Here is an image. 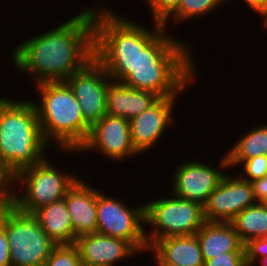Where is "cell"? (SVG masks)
<instances>
[{
	"label": "cell",
	"mask_w": 267,
	"mask_h": 266,
	"mask_svg": "<svg viewBox=\"0 0 267 266\" xmlns=\"http://www.w3.org/2000/svg\"><path fill=\"white\" fill-rule=\"evenodd\" d=\"M177 98L178 96L161 97L149 109L129 120L132 143L141 155L155 147L167 127L173 126L175 121L172 111Z\"/></svg>",
	"instance_id": "14"
},
{
	"label": "cell",
	"mask_w": 267,
	"mask_h": 266,
	"mask_svg": "<svg viewBox=\"0 0 267 266\" xmlns=\"http://www.w3.org/2000/svg\"><path fill=\"white\" fill-rule=\"evenodd\" d=\"M79 250L75 244L56 245L44 266H81Z\"/></svg>",
	"instance_id": "24"
},
{
	"label": "cell",
	"mask_w": 267,
	"mask_h": 266,
	"mask_svg": "<svg viewBox=\"0 0 267 266\" xmlns=\"http://www.w3.org/2000/svg\"><path fill=\"white\" fill-rule=\"evenodd\" d=\"M260 203H261V204L265 207V209L267 210V198H265L264 200H262Z\"/></svg>",
	"instance_id": "37"
},
{
	"label": "cell",
	"mask_w": 267,
	"mask_h": 266,
	"mask_svg": "<svg viewBox=\"0 0 267 266\" xmlns=\"http://www.w3.org/2000/svg\"><path fill=\"white\" fill-rule=\"evenodd\" d=\"M10 248L11 266H44L56 244L42 230L32 214H25L12 204L0 212Z\"/></svg>",
	"instance_id": "7"
},
{
	"label": "cell",
	"mask_w": 267,
	"mask_h": 266,
	"mask_svg": "<svg viewBox=\"0 0 267 266\" xmlns=\"http://www.w3.org/2000/svg\"><path fill=\"white\" fill-rule=\"evenodd\" d=\"M155 263L177 266H203L204 258L196 236H175L156 240L148 249Z\"/></svg>",
	"instance_id": "18"
},
{
	"label": "cell",
	"mask_w": 267,
	"mask_h": 266,
	"mask_svg": "<svg viewBox=\"0 0 267 266\" xmlns=\"http://www.w3.org/2000/svg\"><path fill=\"white\" fill-rule=\"evenodd\" d=\"M244 247L247 266H256L261 258L267 256V236L252 239Z\"/></svg>",
	"instance_id": "27"
},
{
	"label": "cell",
	"mask_w": 267,
	"mask_h": 266,
	"mask_svg": "<svg viewBox=\"0 0 267 266\" xmlns=\"http://www.w3.org/2000/svg\"><path fill=\"white\" fill-rule=\"evenodd\" d=\"M48 145L32 100L9 98L0 107V166L11 177L45 159Z\"/></svg>",
	"instance_id": "4"
},
{
	"label": "cell",
	"mask_w": 267,
	"mask_h": 266,
	"mask_svg": "<svg viewBox=\"0 0 267 266\" xmlns=\"http://www.w3.org/2000/svg\"><path fill=\"white\" fill-rule=\"evenodd\" d=\"M76 239L96 233L97 188L80 179L68 189L64 197Z\"/></svg>",
	"instance_id": "16"
},
{
	"label": "cell",
	"mask_w": 267,
	"mask_h": 266,
	"mask_svg": "<svg viewBox=\"0 0 267 266\" xmlns=\"http://www.w3.org/2000/svg\"><path fill=\"white\" fill-rule=\"evenodd\" d=\"M51 163L49 157H46L38 164L23 168L12 177L11 204L16 209L25 214H33L43 206L64 199L79 176L71 174L72 172H62ZM16 183L21 185L17 187ZM15 186L23 194L20 191L17 193Z\"/></svg>",
	"instance_id": "6"
},
{
	"label": "cell",
	"mask_w": 267,
	"mask_h": 266,
	"mask_svg": "<svg viewBox=\"0 0 267 266\" xmlns=\"http://www.w3.org/2000/svg\"><path fill=\"white\" fill-rule=\"evenodd\" d=\"M256 203L252 182L229 175L225 170L203 206V217L205 222L230 223L237 214Z\"/></svg>",
	"instance_id": "13"
},
{
	"label": "cell",
	"mask_w": 267,
	"mask_h": 266,
	"mask_svg": "<svg viewBox=\"0 0 267 266\" xmlns=\"http://www.w3.org/2000/svg\"><path fill=\"white\" fill-rule=\"evenodd\" d=\"M155 264H157V266H177L170 263H155Z\"/></svg>",
	"instance_id": "36"
},
{
	"label": "cell",
	"mask_w": 267,
	"mask_h": 266,
	"mask_svg": "<svg viewBox=\"0 0 267 266\" xmlns=\"http://www.w3.org/2000/svg\"><path fill=\"white\" fill-rule=\"evenodd\" d=\"M10 248L5 229L0 225V266L10 265Z\"/></svg>",
	"instance_id": "30"
},
{
	"label": "cell",
	"mask_w": 267,
	"mask_h": 266,
	"mask_svg": "<svg viewBox=\"0 0 267 266\" xmlns=\"http://www.w3.org/2000/svg\"><path fill=\"white\" fill-rule=\"evenodd\" d=\"M2 97V98H1ZM9 98L3 97L0 95V107L8 100Z\"/></svg>",
	"instance_id": "35"
},
{
	"label": "cell",
	"mask_w": 267,
	"mask_h": 266,
	"mask_svg": "<svg viewBox=\"0 0 267 266\" xmlns=\"http://www.w3.org/2000/svg\"><path fill=\"white\" fill-rule=\"evenodd\" d=\"M145 220L153 227L146 232L148 248L162 238L194 235L205 223L203 206L172 194L169 198L146 201Z\"/></svg>",
	"instance_id": "8"
},
{
	"label": "cell",
	"mask_w": 267,
	"mask_h": 266,
	"mask_svg": "<svg viewBox=\"0 0 267 266\" xmlns=\"http://www.w3.org/2000/svg\"><path fill=\"white\" fill-rule=\"evenodd\" d=\"M230 223L244 245L267 236V210L260 202L244 209Z\"/></svg>",
	"instance_id": "22"
},
{
	"label": "cell",
	"mask_w": 267,
	"mask_h": 266,
	"mask_svg": "<svg viewBox=\"0 0 267 266\" xmlns=\"http://www.w3.org/2000/svg\"><path fill=\"white\" fill-rule=\"evenodd\" d=\"M32 215L56 245L75 244V234L64 199L43 206Z\"/></svg>",
	"instance_id": "20"
},
{
	"label": "cell",
	"mask_w": 267,
	"mask_h": 266,
	"mask_svg": "<svg viewBox=\"0 0 267 266\" xmlns=\"http://www.w3.org/2000/svg\"><path fill=\"white\" fill-rule=\"evenodd\" d=\"M225 155L228 169L238 167L243 161L259 155L267 156V124L257 125L247 131Z\"/></svg>",
	"instance_id": "21"
},
{
	"label": "cell",
	"mask_w": 267,
	"mask_h": 266,
	"mask_svg": "<svg viewBox=\"0 0 267 266\" xmlns=\"http://www.w3.org/2000/svg\"><path fill=\"white\" fill-rule=\"evenodd\" d=\"M192 48L164 29L140 50L134 68L120 82L133 89L153 92L160 98L180 96L196 80Z\"/></svg>",
	"instance_id": "2"
},
{
	"label": "cell",
	"mask_w": 267,
	"mask_h": 266,
	"mask_svg": "<svg viewBox=\"0 0 267 266\" xmlns=\"http://www.w3.org/2000/svg\"><path fill=\"white\" fill-rule=\"evenodd\" d=\"M218 169L212 167L200 160L182 161L176 170L172 173V195L177 198L196 202L204 206L210 194L215 190L222 177L224 171L228 168L227 158L220 160ZM221 166V167H220ZM222 169V170H221Z\"/></svg>",
	"instance_id": "12"
},
{
	"label": "cell",
	"mask_w": 267,
	"mask_h": 266,
	"mask_svg": "<svg viewBox=\"0 0 267 266\" xmlns=\"http://www.w3.org/2000/svg\"><path fill=\"white\" fill-rule=\"evenodd\" d=\"M41 101L33 102L44 140L57 149L78 150L87 140L91 126L84 120L79 102L65 81L36 84ZM59 147V148H58Z\"/></svg>",
	"instance_id": "5"
},
{
	"label": "cell",
	"mask_w": 267,
	"mask_h": 266,
	"mask_svg": "<svg viewBox=\"0 0 267 266\" xmlns=\"http://www.w3.org/2000/svg\"><path fill=\"white\" fill-rule=\"evenodd\" d=\"M196 236L204 261L226 252H245V245L231 223L205 222Z\"/></svg>",
	"instance_id": "19"
},
{
	"label": "cell",
	"mask_w": 267,
	"mask_h": 266,
	"mask_svg": "<svg viewBox=\"0 0 267 266\" xmlns=\"http://www.w3.org/2000/svg\"><path fill=\"white\" fill-rule=\"evenodd\" d=\"M12 177L0 166V212L11 205Z\"/></svg>",
	"instance_id": "29"
},
{
	"label": "cell",
	"mask_w": 267,
	"mask_h": 266,
	"mask_svg": "<svg viewBox=\"0 0 267 266\" xmlns=\"http://www.w3.org/2000/svg\"><path fill=\"white\" fill-rule=\"evenodd\" d=\"M254 198L257 202H261L267 198V176L252 182Z\"/></svg>",
	"instance_id": "31"
},
{
	"label": "cell",
	"mask_w": 267,
	"mask_h": 266,
	"mask_svg": "<svg viewBox=\"0 0 267 266\" xmlns=\"http://www.w3.org/2000/svg\"><path fill=\"white\" fill-rule=\"evenodd\" d=\"M110 81L105 69L94 58L65 81L79 102L84 120L90 126L106 114Z\"/></svg>",
	"instance_id": "11"
},
{
	"label": "cell",
	"mask_w": 267,
	"mask_h": 266,
	"mask_svg": "<svg viewBox=\"0 0 267 266\" xmlns=\"http://www.w3.org/2000/svg\"><path fill=\"white\" fill-rule=\"evenodd\" d=\"M75 245L85 266H115L117 262L139 254L127 241L99 233L80 236Z\"/></svg>",
	"instance_id": "15"
},
{
	"label": "cell",
	"mask_w": 267,
	"mask_h": 266,
	"mask_svg": "<svg viewBox=\"0 0 267 266\" xmlns=\"http://www.w3.org/2000/svg\"><path fill=\"white\" fill-rule=\"evenodd\" d=\"M264 17V18H263ZM263 21H262V26L264 27V29L266 28L267 29V11L262 15V18Z\"/></svg>",
	"instance_id": "33"
},
{
	"label": "cell",
	"mask_w": 267,
	"mask_h": 266,
	"mask_svg": "<svg viewBox=\"0 0 267 266\" xmlns=\"http://www.w3.org/2000/svg\"><path fill=\"white\" fill-rule=\"evenodd\" d=\"M101 191L97 189L96 233L125 240L138 253L146 252L145 203L130 207L124 200Z\"/></svg>",
	"instance_id": "9"
},
{
	"label": "cell",
	"mask_w": 267,
	"mask_h": 266,
	"mask_svg": "<svg viewBox=\"0 0 267 266\" xmlns=\"http://www.w3.org/2000/svg\"><path fill=\"white\" fill-rule=\"evenodd\" d=\"M258 262L261 266H267V256L264 258H261Z\"/></svg>",
	"instance_id": "34"
},
{
	"label": "cell",
	"mask_w": 267,
	"mask_h": 266,
	"mask_svg": "<svg viewBox=\"0 0 267 266\" xmlns=\"http://www.w3.org/2000/svg\"><path fill=\"white\" fill-rule=\"evenodd\" d=\"M145 1V2H144ZM182 0H143L149 6L154 23L163 25L167 30L168 20L178 10Z\"/></svg>",
	"instance_id": "25"
},
{
	"label": "cell",
	"mask_w": 267,
	"mask_h": 266,
	"mask_svg": "<svg viewBox=\"0 0 267 266\" xmlns=\"http://www.w3.org/2000/svg\"><path fill=\"white\" fill-rule=\"evenodd\" d=\"M112 10L107 6L93 8V54L111 80L121 81L134 68L140 50L165 28L154 23L153 30L148 29Z\"/></svg>",
	"instance_id": "3"
},
{
	"label": "cell",
	"mask_w": 267,
	"mask_h": 266,
	"mask_svg": "<svg viewBox=\"0 0 267 266\" xmlns=\"http://www.w3.org/2000/svg\"><path fill=\"white\" fill-rule=\"evenodd\" d=\"M240 166L243 170V175L240 173V176L248 182H253L254 180L267 176V156L259 155L257 157L247 159L243 161Z\"/></svg>",
	"instance_id": "26"
},
{
	"label": "cell",
	"mask_w": 267,
	"mask_h": 266,
	"mask_svg": "<svg viewBox=\"0 0 267 266\" xmlns=\"http://www.w3.org/2000/svg\"><path fill=\"white\" fill-rule=\"evenodd\" d=\"M203 266H247L245 252H226L205 260Z\"/></svg>",
	"instance_id": "28"
},
{
	"label": "cell",
	"mask_w": 267,
	"mask_h": 266,
	"mask_svg": "<svg viewBox=\"0 0 267 266\" xmlns=\"http://www.w3.org/2000/svg\"><path fill=\"white\" fill-rule=\"evenodd\" d=\"M87 151H99L103 156L116 162L140 155L131 140L129 120L108 114L91 126L86 142L78 150H65L69 154H83Z\"/></svg>",
	"instance_id": "10"
},
{
	"label": "cell",
	"mask_w": 267,
	"mask_h": 266,
	"mask_svg": "<svg viewBox=\"0 0 267 266\" xmlns=\"http://www.w3.org/2000/svg\"><path fill=\"white\" fill-rule=\"evenodd\" d=\"M224 2L225 0H182L178 10L170 18L176 25L196 17L198 19L218 9Z\"/></svg>",
	"instance_id": "23"
},
{
	"label": "cell",
	"mask_w": 267,
	"mask_h": 266,
	"mask_svg": "<svg viewBox=\"0 0 267 266\" xmlns=\"http://www.w3.org/2000/svg\"><path fill=\"white\" fill-rule=\"evenodd\" d=\"M159 99L153 92L133 89L120 81L111 80L107 92L106 114L130 120L149 109Z\"/></svg>",
	"instance_id": "17"
},
{
	"label": "cell",
	"mask_w": 267,
	"mask_h": 266,
	"mask_svg": "<svg viewBox=\"0 0 267 266\" xmlns=\"http://www.w3.org/2000/svg\"><path fill=\"white\" fill-rule=\"evenodd\" d=\"M93 7L84 8L52 30L24 40L11 55L12 64L34 85L66 81L81 70L93 54Z\"/></svg>",
	"instance_id": "1"
},
{
	"label": "cell",
	"mask_w": 267,
	"mask_h": 266,
	"mask_svg": "<svg viewBox=\"0 0 267 266\" xmlns=\"http://www.w3.org/2000/svg\"><path fill=\"white\" fill-rule=\"evenodd\" d=\"M230 0H225V3ZM246 3L247 7L253 10L258 15H262L267 11V0H243V3Z\"/></svg>",
	"instance_id": "32"
}]
</instances>
